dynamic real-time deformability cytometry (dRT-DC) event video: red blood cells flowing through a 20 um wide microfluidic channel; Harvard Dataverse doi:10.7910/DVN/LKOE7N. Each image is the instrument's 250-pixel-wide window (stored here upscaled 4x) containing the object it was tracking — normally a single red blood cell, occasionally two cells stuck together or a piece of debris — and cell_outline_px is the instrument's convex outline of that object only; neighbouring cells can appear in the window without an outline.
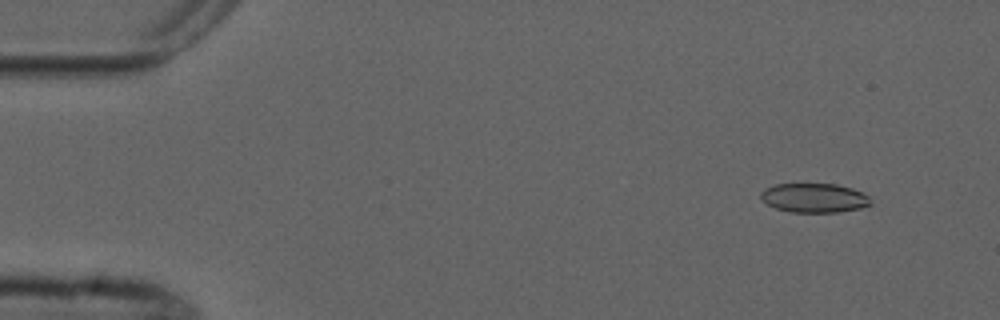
{"species": "common noctule bat (a hibernating species)", "species_latin": "Nyctalus noctula", "temperature_condition": "cold", "stored_images_in_passage": 5, "camera_frame_rate_fps": 3000, "um_per_image_px": 0.085, "animal": {"sex": "male", "forearm_length_mm": 52.5}, "frame": {"image": 1, "passage_image": 2, "time_ms": 1.333, "image_size_px": [1000, 320], "cell_outline_px": [[872, 204], [860, 208], [836, 212], [788, 212], [776, 208], [768, 204], [760, 196], [760, 192], [764, 188], [776, 184], [836, 184], [852, 188], [868, 196], [872, 200]], "centroid_in_image_um": [69.21, 16.82], "position_along_channel_um": 15.8, "area_um2": 18.67}}
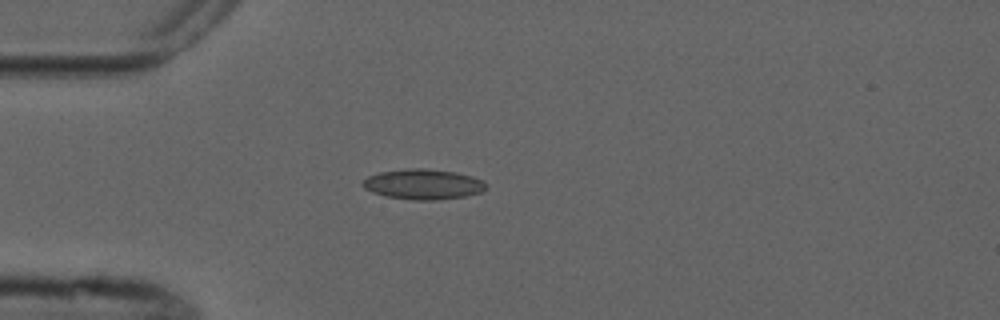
{"frame": {"image": 2, "passage_image": 5, "time_ms": 4.667, "image_size_px": [1000, 320], "cell_outline_px": [[484, 188], [480, 192], [464, 196], [440, 200], [412, 200], [384, 196], [372, 192], [364, 188], [360, 184], [368, 176], [380, 172], [408, 168], [424, 168], [456, 172], [472, 176], [484, 180]], "centroid_in_image_um": [35.93, 15.66], "position_along_channel_um": 49.1, "area_um2": 21.79}}